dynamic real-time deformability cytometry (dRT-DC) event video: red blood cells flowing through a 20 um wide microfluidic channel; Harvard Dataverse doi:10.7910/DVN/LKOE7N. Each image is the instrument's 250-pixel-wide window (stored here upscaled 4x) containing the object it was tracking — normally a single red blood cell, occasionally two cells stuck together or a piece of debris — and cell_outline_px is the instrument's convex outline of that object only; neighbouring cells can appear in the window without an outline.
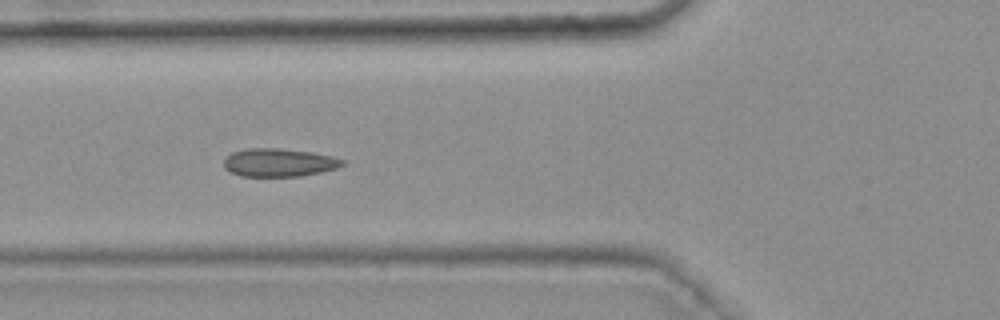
{"species": "common noctule bat (a hibernating species)", "species_latin": "Nyctalus noctula", "temperature_condition": "warm", "stored_images_in_passage": 12, "camera_frame_rate_fps": 3000, "um_per_image_px": 0.085, "animal": {"sex": "female", "body_mass_g": 25.1}, "frame": {"image": 1, "passage_image": 9, "time_ms": 2.667, "image_size_px": [1000, 320], "cell_outline_px": [[344, 164], [336, 168], [320, 172], [300, 176], [240, 176], [224, 168], [224, 160], [232, 152], [248, 148], [276, 148], [312, 152], [332, 156], [344, 160]], "centroid_in_image_um": [23.7, 13.81], "position_along_channel_um": 102.1, "area_um2": 19.31}}